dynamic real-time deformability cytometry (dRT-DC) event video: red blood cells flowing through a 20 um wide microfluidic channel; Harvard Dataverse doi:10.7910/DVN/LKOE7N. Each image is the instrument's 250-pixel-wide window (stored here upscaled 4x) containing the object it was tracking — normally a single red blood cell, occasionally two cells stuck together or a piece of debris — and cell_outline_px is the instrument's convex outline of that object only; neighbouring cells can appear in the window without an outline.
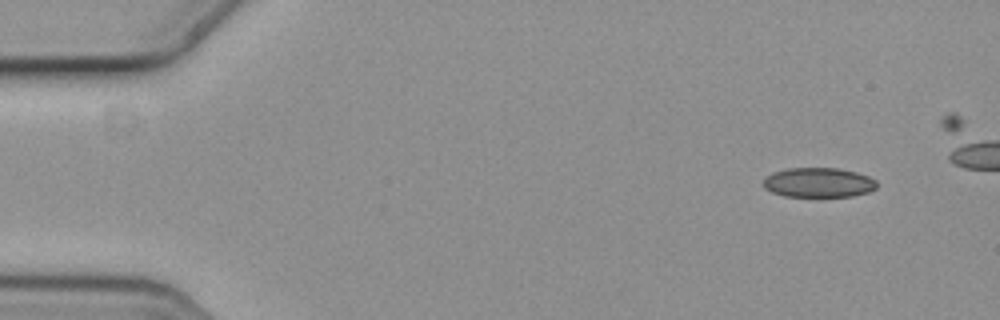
{"species": "common noctule bat (a hibernating species)", "species_latin": "Nyctalus noctula", "temperature_condition": "cold", "stored_images_in_passage": 7, "camera_frame_rate_fps": 3000, "um_per_image_px": 0.085, "animal": {"sex": "female", "body_mass_g": 19.3, "forearm_length_mm": 54.1}, "frame": {"image": 1, "passage_image": 1, "time_ms": 0.0, "image_size_px": [1000, 320], "cell_outline_px": [[876, 188], [868, 192], [852, 196], [784, 196], [772, 192], [764, 188], [764, 180], [772, 172], [788, 168], [836, 168], [856, 172], [868, 176], [876, 180]], "centroid_in_image_um": [69.57, 15.51], "position_along_channel_um": 15.4, "area_um2": 19.48}}
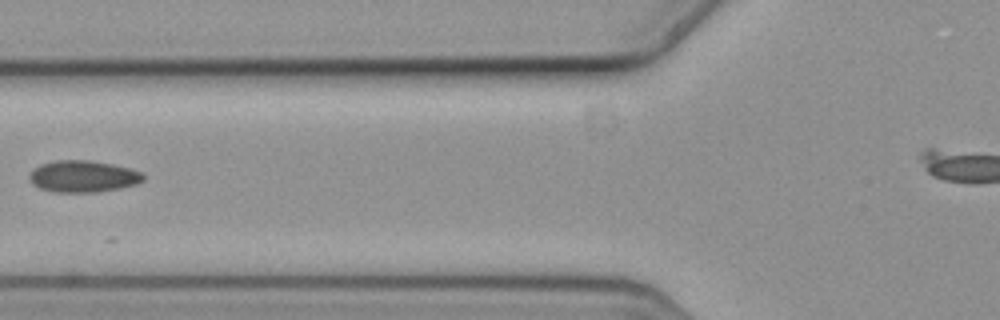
{"frame": {"image": 2, "passage_image": 6, "time_ms": 1.667, "image_size_px": [1000, 320], "cell_outline_px": [[144, 180], [136, 184], [120, 188], [96, 192], [56, 192], [40, 188], [32, 184], [28, 176], [40, 164], [56, 160], [92, 160], [132, 168], [144, 172]], "centroid_in_image_um": [7.1, 14.98], "position_along_channel_um": 118.7, "area_um2": 21.15}}